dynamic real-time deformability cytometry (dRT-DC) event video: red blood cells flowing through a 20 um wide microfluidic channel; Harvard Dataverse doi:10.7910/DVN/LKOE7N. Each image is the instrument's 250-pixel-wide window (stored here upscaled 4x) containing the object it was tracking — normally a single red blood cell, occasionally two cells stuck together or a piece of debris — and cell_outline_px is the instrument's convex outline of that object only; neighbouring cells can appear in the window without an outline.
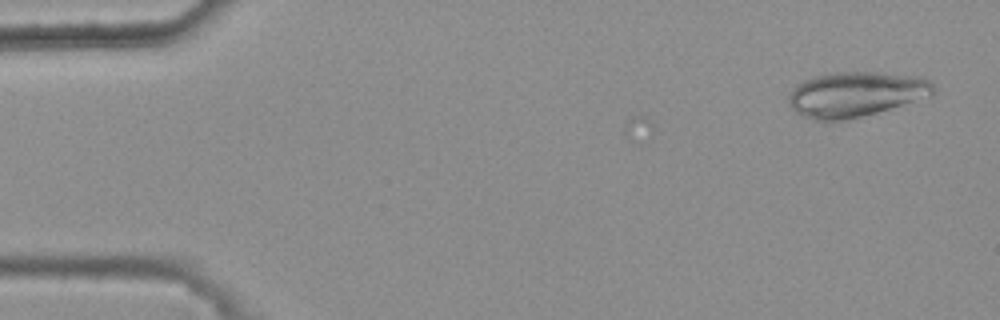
{"species": "common noctule bat (a hibernating species)", "species_latin": "Nyctalus noctula", "temperature_condition": "warm", "stored_images_in_passage": 5, "camera_frame_rate_fps": 3000, "um_per_image_px": 0.085, "animal": {"sex": "female", "body_mass_g": 25.1}, "frame": {"image": 1, "passage_image": 3, "time_ms": 0.667, "image_size_px": [1000, 320], "cell_outline_px": [[936, 88], [932, 96], [876, 112], [844, 120], [816, 120], [804, 116], [796, 112], [792, 108], [788, 100], [788, 96], [796, 84], [812, 76], [836, 72], [876, 72], [924, 76]], "centroid_in_image_um": [72.76, 7.99], "position_along_channel_um": 12.2, "area_um2": 37.97}}